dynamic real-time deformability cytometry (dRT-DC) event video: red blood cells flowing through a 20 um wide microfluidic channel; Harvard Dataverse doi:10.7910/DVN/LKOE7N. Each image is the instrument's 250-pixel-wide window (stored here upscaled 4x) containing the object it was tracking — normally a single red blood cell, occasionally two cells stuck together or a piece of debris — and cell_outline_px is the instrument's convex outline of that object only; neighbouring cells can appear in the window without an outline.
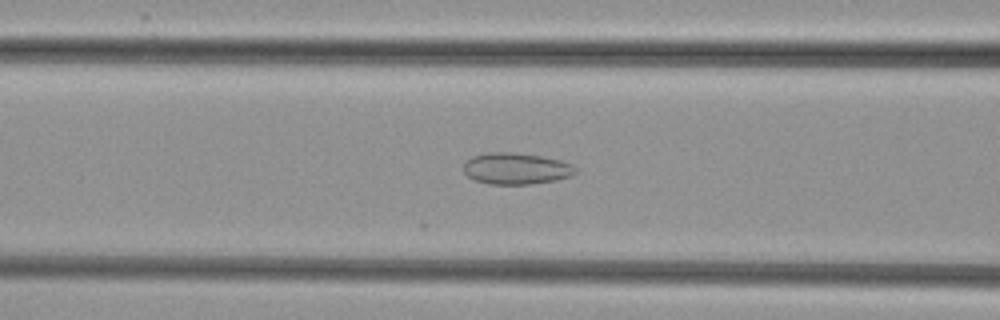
{"species": "common noctule bat (a hibernating species)", "species_latin": "Nyctalus noctula", "temperature_condition": "cold", "stored_images_in_passage": 39, "camera_frame_rate_fps": 3000, "um_per_image_px": 0.085, "animal": {"sex": "female", "body_mass_g": 29.2, "forearm_length_mm": 56.3}, "frame": {"image": 1, "passage_image": 19, "time_ms": 6.0, "image_size_px": [1000, 320], "cell_outline_px": [[580, 172], [572, 176], [556, 180], [528, 184], [488, 184], [476, 180], [468, 176], [464, 172], [464, 164], [472, 156], [488, 152], [512, 152], [540, 156], [560, 160], [572, 164]], "centroid_in_image_um": [43.91, 14.33], "position_along_channel_um": 122.7, "area_um2": 20.58}}
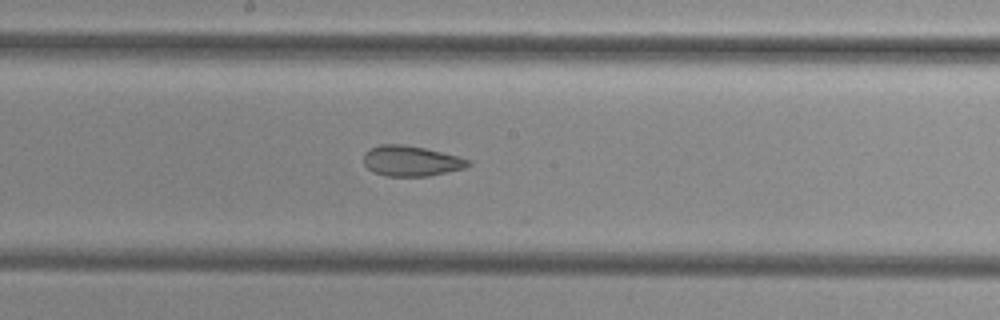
{"frame": {"image": 2, "passage_image": 26, "time_ms": 8.333, "image_size_px": [1000, 320], "cell_outline_px": [[472, 164], [464, 168], [428, 176], [384, 176], [372, 172], [364, 164], [364, 152], [380, 144], [404, 144], [424, 148], [472, 160]], "centroid_in_image_um": [34.92, 13.68], "position_along_channel_um": 213.3, "area_um2": 18.5}}
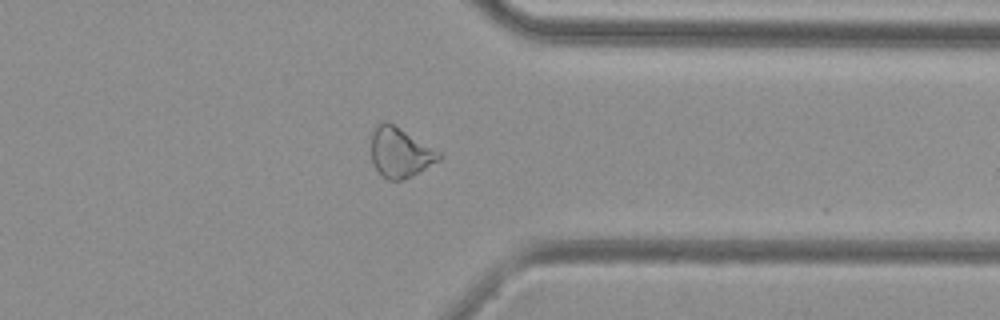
{"frame": {"image": 3, "passage_image": 39, "time_ms": 12.667, "image_size_px": [1000, 320], "cell_outline_px": [[444, 156], [440, 160], [412, 176], [404, 180], [388, 180], [376, 168], [372, 160], [372, 132], [376, 124], [380, 120], [388, 120], [440, 152]], "centroid_in_image_um": [34.02, 12.93], "position_along_channel_um": 377.4, "area_um2": 19.77}}